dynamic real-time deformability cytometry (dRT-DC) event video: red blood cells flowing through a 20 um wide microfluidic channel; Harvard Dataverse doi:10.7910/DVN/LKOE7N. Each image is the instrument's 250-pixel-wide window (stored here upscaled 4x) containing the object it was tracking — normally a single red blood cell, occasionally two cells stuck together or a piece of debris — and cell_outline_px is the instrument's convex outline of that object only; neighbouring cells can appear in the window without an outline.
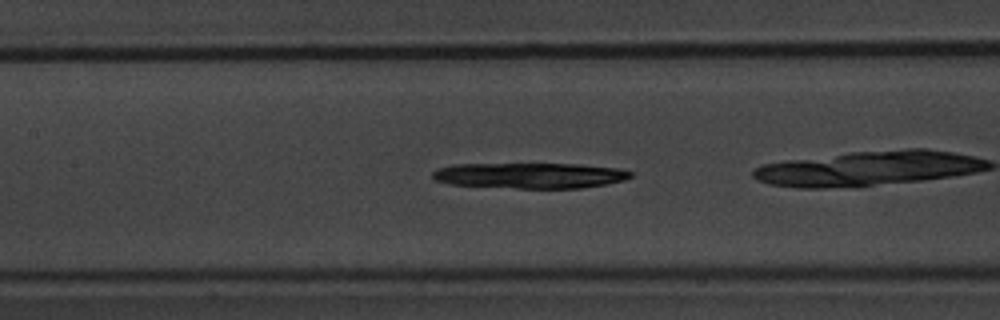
{"species": "common noctule bat (a hibernating species)", "species_latin": "Nyctalus noctula", "temperature_condition": "warm", "stored_images_in_passage": 42, "camera_frame_rate_fps": 3000, "um_per_image_px": 0.085, "animal": {"sex": "male", "body_mass_g": 20.1, "forearm_length_mm": 53.5}, "frame": {"image": 1, "passage_image": 13, "time_ms": 4.0, "image_size_px": [1000, 320], "cell_outline_px": [[632, 176], [624, 180], [584, 188], [516, 188], [452, 184], [436, 180], [432, 176], [432, 172], [440, 168], [452, 164], [580, 164], [616, 168], [632, 172]], "centroid_in_image_um": [45.06, 14.91], "position_along_channel_um": 162.3, "area_um2": 29.3}}